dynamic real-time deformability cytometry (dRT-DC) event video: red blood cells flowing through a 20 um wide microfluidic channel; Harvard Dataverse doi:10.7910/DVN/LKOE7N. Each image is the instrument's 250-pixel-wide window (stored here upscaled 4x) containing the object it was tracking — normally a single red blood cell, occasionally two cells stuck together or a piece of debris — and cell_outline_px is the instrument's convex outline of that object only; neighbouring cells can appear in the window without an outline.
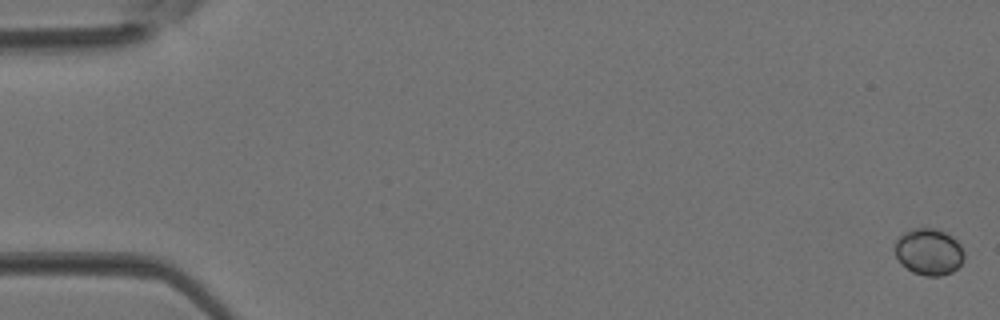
{"species": "Egyptian fruit bat (a non-hibernating species)", "species_latin": "Rousettus aegyptiacus", "temperature_condition": "room temperature", "stored_images_in_passage": 5, "camera_frame_rate_fps": 3000, "um_per_image_px": 0.085, "animal": {"sex": "female"}, "frame": {"image": 1, "passage_image": 1, "time_ms": 0.0, "image_size_px": [1000, 320], "cell_outline_px": [[964, 260], [952, 272], [940, 276], [924, 276], [912, 272], [900, 264], [892, 248], [896, 240], [904, 232], [912, 228], [936, 228], [952, 236], [960, 244], [964, 252]], "centroid_in_image_um": [78.92, 21.4], "position_along_channel_um": 6.1, "area_um2": 19.13}}
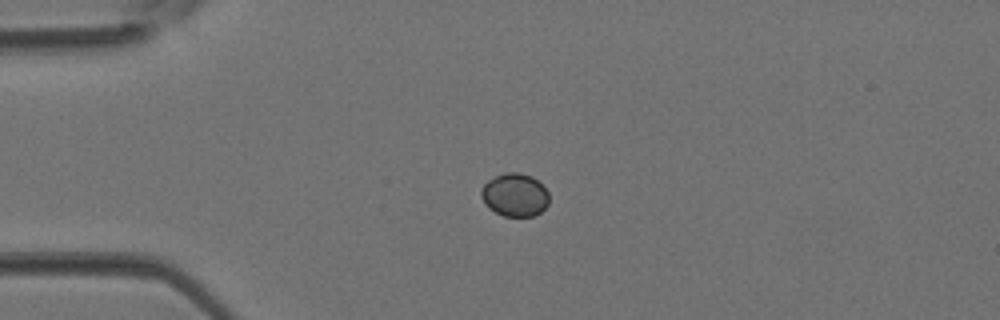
{"frame": {"image": 2, "passage_image": 4, "time_ms": 1.0, "image_size_px": [1000, 320], "cell_outline_px": [[548, 204], [536, 216], [504, 216], [488, 208], [484, 204], [480, 196], [480, 188], [488, 180], [504, 172], [516, 172], [532, 176], [548, 192]], "centroid_in_image_um": [43.72, 16.57], "position_along_channel_um": 41.3, "area_um2": 17.11}}
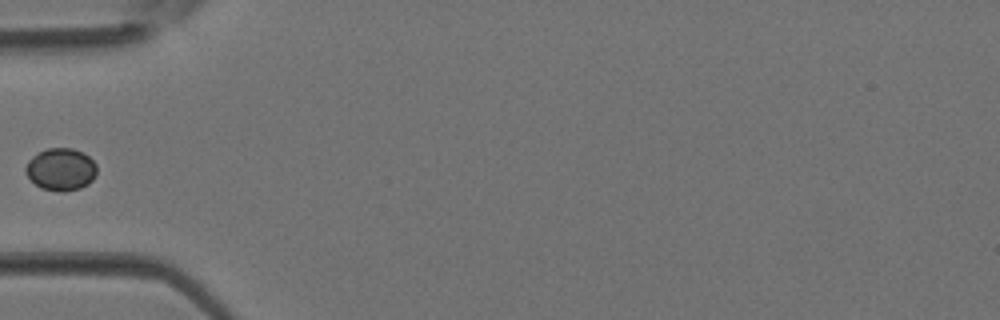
{"frame": {"image": 3, "passage_image": 5, "time_ms": 1.333, "image_size_px": [1000, 320], "cell_outline_px": [[96, 172], [92, 180], [88, 184], [80, 188], [64, 192], [60, 192], [40, 188], [28, 176], [24, 168], [28, 160], [32, 156], [48, 148], [72, 148], [84, 152], [96, 164]], "centroid_in_image_um": [5.17, 14.39], "position_along_channel_um": 79.8, "area_um2": 17.57}}